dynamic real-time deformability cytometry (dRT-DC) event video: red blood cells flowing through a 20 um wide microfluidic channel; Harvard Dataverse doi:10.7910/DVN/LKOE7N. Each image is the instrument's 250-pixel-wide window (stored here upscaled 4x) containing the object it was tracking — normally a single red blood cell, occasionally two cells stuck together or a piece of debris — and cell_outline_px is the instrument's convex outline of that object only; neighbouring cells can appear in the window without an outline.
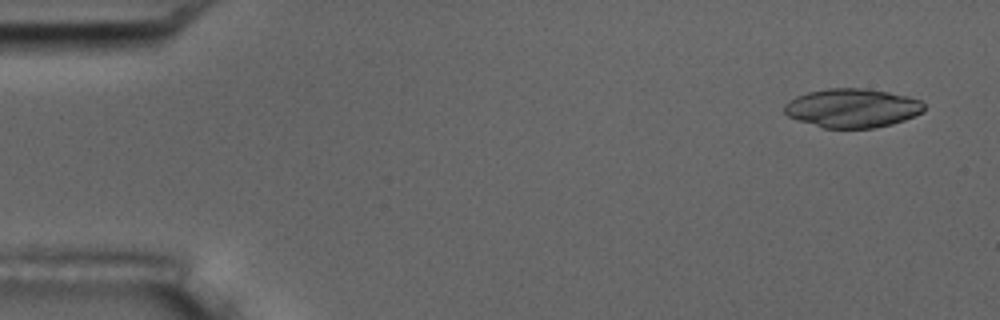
{"species": "common noctule bat (a hibernating species)", "species_latin": "Nyctalus noctula", "temperature_condition": "room temperature", "stored_images_in_passage": 4, "camera_frame_rate_fps": 3000, "um_per_image_px": 0.085, "animal": {"sex": "male", "body_mass_g": 17.5, "forearm_length_mm": 52.3}, "frame": {"image": 1, "passage_image": 1, "time_ms": 0.0, "image_size_px": [1000, 320], "cell_outline_px": [[924, 112], [904, 120], [892, 124], [876, 128], [824, 128], [788, 116], [784, 112], [784, 104], [788, 100], [796, 96], [808, 92], [828, 88], [864, 88], [888, 92], [908, 96], [920, 100], [924, 104]], "centroid_in_image_um": [72.45, 9.18], "position_along_channel_um": 12.5, "area_um2": 31.73}}